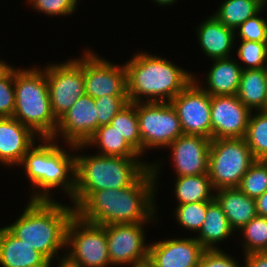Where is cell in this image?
I'll use <instances>...</instances> for the list:
<instances>
[{"mask_svg":"<svg viewBox=\"0 0 267 267\" xmlns=\"http://www.w3.org/2000/svg\"><path fill=\"white\" fill-rule=\"evenodd\" d=\"M36 134L13 117H0V163L19 165Z\"/></svg>","mask_w":267,"mask_h":267,"instance_id":"cell-18","label":"cell"},{"mask_svg":"<svg viewBox=\"0 0 267 267\" xmlns=\"http://www.w3.org/2000/svg\"><path fill=\"white\" fill-rule=\"evenodd\" d=\"M257 114V115H256ZM249 116L245 140L255 160H267V110Z\"/></svg>","mask_w":267,"mask_h":267,"instance_id":"cell-29","label":"cell"},{"mask_svg":"<svg viewBox=\"0 0 267 267\" xmlns=\"http://www.w3.org/2000/svg\"><path fill=\"white\" fill-rule=\"evenodd\" d=\"M52 112L58 120L76 100L85 94L84 55L81 59L46 66Z\"/></svg>","mask_w":267,"mask_h":267,"instance_id":"cell-10","label":"cell"},{"mask_svg":"<svg viewBox=\"0 0 267 267\" xmlns=\"http://www.w3.org/2000/svg\"><path fill=\"white\" fill-rule=\"evenodd\" d=\"M65 249L69 251L63 257L77 267L111 265L104 227L86 222L77 214H74L68 223Z\"/></svg>","mask_w":267,"mask_h":267,"instance_id":"cell-8","label":"cell"},{"mask_svg":"<svg viewBox=\"0 0 267 267\" xmlns=\"http://www.w3.org/2000/svg\"><path fill=\"white\" fill-rule=\"evenodd\" d=\"M175 196L178 205L195 202H211L215 193L208 174L180 176L176 178Z\"/></svg>","mask_w":267,"mask_h":267,"instance_id":"cell-26","label":"cell"},{"mask_svg":"<svg viewBox=\"0 0 267 267\" xmlns=\"http://www.w3.org/2000/svg\"><path fill=\"white\" fill-rule=\"evenodd\" d=\"M245 256V267H267V253L252 252Z\"/></svg>","mask_w":267,"mask_h":267,"instance_id":"cell-39","label":"cell"},{"mask_svg":"<svg viewBox=\"0 0 267 267\" xmlns=\"http://www.w3.org/2000/svg\"><path fill=\"white\" fill-rule=\"evenodd\" d=\"M85 94L92 98L104 95H128L125 65H114L91 50L84 52Z\"/></svg>","mask_w":267,"mask_h":267,"instance_id":"cell-13","label":"cell"},{"mask_svg":"<svg viewBox=\"0 0 267 267\" xmlns=\"http://www.w3.org/2000/svg\"><path fill=\"white\" fill-rule=\"evenodd\" d=\"M214 199L221 206L231 228L235 231L247 224L256 213V202L244 194L238 187L220 188L215 190Z\"/></svg>","mask_w":267,"mask_h":267,"instance_id":"cell-21","label":"cell"},{"mask_svg":"<svg viewBox=\"0 0 267 267\" xmlns=\"http://www.w3.org/2000/svg\"><path fill=\"white\" fill-rule=\"evenodd\" d=\"M15 107L14 68L0 76V117H12Z\"/></svg>","mask_w":267,"mask_h":267,"instance_id":"cell-35","label":"cell"},{"mask_svg":"<svg viewBox=\"0 0 267 267\" xmlns=\"http://www.w3.org/2000/svg\"><path fill=\"white\" fill-rule=\"evenodd\" d=\"M98 128L110 124L116 114L129 103L128 95H104L94 99Z\"/></svg>","mask_w":267,"mask_h":267,"instance_id":"cell-34","label":"cell"},{"mask_svg":"<svg viewBox=\"0 0 267 267\" xmlns=\"http://www.w3.org/2000/svg\"><path fill=\"white\" fill-rule=\"evenodd\" d=\"M196 77L169 103L176 110L184 135L211 139V95L198 84Z\"/></svg>","mask_w":267,"mask_h":267,"instance_id":"cell-11","label":"cell"},{"mask_svg":"<svg viewBox=\"0 0 267 267\" xmlns=\"http://www.w3.org/2000/svg\"><path fill=\"white\" fill-rule=\"evenodd\" d=\"M244 254L263 252L267 246V217L256 215L241 229ZM245 242V243H244Z\"/></svg>","mask_w":267,"mask_h":267,"instance_id":"cell-30","label":"cell"},{"mask_svg":"<svg viewBox=\"0 0 267 267\" xmlns=\"http://www.w3.org/2000/svg\"><path fill=\"white\" fill-rule=\"evenodd\" d=\"M238 188L254 199L267 191V161L256 160L242 177Z\"/></svg>","mask_w":267,"mask_h":267,"instance_id":"cell-31","label":"cell"},{"mask_svg":"<svg viewBox=\"0 0 267 267\" xmlns=\"http://www.w3.org/2000/svg\"><path fill=\"white\" fill-rule=\"evenodd\" d=\"M236 31L226 27L214 15L197 28L200 47L212 60L230 57Z\"/></svg>","mask_w":267,"mask_h":267,"instance_id":"cell-20","label":"cell"},{"mask_svg":"<svg viewBox=\"0 0 267 267\" xmlns=\"http://www.w3.org/2000/svg\"><path fill=\"white\" fill-rule=\"evenodd\" d=\"M0 264L2 267H51V262L40 252L0 228Z\"/></svg>","mask_w":267,"mask_h":267,"instance_id":"cell-19","label":"cell"},{"mask_svg":"<svg viewBox=\"0 0 267 267\" xmlns=\"http://www.w3.org/2000/svg\"><path fill=\"white\" fill-rule=\"evenodd\" d=\"M211 140L244 138L251 111L237 95L211 96Z\"/></svg>","mask_w":267,"mask_h":267,"instance_id":"cell-14","label":"cell"},{"mask_svg":"<svg viewBox=\"0 0 267 267\" xmlns=\"http://www.w3.org/2000/svg\"><path fill=\"white\" fill-rule=\"evenodd\" d=\"M155 3H158V5H170L176 2L177 0H153Z\"/></svg>","mask_w":267,"mask_h":267,"instance_id":"cell-43","label":"cell"},{"mask_svg":"<svg viewBox=\"0 0 267 267\" xmlns=\"http://www.w3.org/2000/svg\"><path fill=\"white\" fill-rule=\"evenodd\" d=\"M114 127L124 140L141 156V136L136 111V103L129 102L111 120Z\"/></svg>","mask_w":267,"mask_h":267,"instance_id":"cell-28","label":"cell"},{"mask_svg":"<svg viewBox=\"0 0 267 267\" xmlns=\"http://www.w3.org/2000/svg\"><path fill=\"white\" fill-rule=\"evenodd\" d=\"M39 140L44 141L38 146L34 144L19 164L26 169L33 189L36 191L39 188L31 195V200H52L49 193L56 187H61L72 198L75 190V156L61 149L53 138Z\"/></svg>","mask_w":267,"mask_h":267,"instance_id":"cell-5","label":"cell"},{"mask_svg":"<svg viewBox=\"0 0 267 267\" xmlns=\"http://www.w3.org/2000/svg\"><path fill=\"white\" fill-rule=\"evenodd\" d=\"M255 161L245 138L212 139L208 176L213 189L238 187Z\"/></svg>","mask_w":267,"mask_h":267,"instance_id":"cell-7","label":"cell"},{"mask_svg":"<svg viewBox=\"0 0 267 267\" xmlns=\"http://www.w3.org/2000/svg\"><path fill=\"white\" fill-rule=\"evenodd\" d=\"M238 261L221 249L205 250L198 267H239Z\"/></svg>","mask_w":267,"mask_h":267,"instance_id":"cell-38","label":"cell"},{"mask_svg":"<svg viewBox=\"0 0 267 267\" xmlns=\"http://www.w3.org/2000/svg\"><path fill=\"white\" fill-rule=\"evenodd\" d=\"M136 103L141 154L148 148H166L184 135L176 110L169 102Z\"/></svg>","mask_w":267,"mask_h":267,"instance_id":"cell-9","label":"cell"},{"mask_svg":"<svg viewBox=\"0 0 267 267\" xmlns=\"http://www.w3.org/2000/svg\"><path fill=\"white\" fill-rule=\"evenodd\" d=\"M75 208L52 200H31L13 224L4 226L12 235L43 254L50 262L66 248V230Z\"/></svg>","mask_w":267,"mask_h":267,"instance_id":"cell-2","label":"cell"},{"mask_svg":"<svg viewBox=\"0 0 267 267\" xmlns=\"http://www.w3.org/2000/svg\"><path fill=\"white\" fill-rule=\"evenodd\" d=\"M264 71H265V78H266V84H267V65L265 66Z\"/></svg>","mask_w":267,"mask_h":267,"instance_id":"cell-45","label":"cell"},{"mask_svg":"<svg viewBox=\"0 0 267 267\" xmlns=\"http://www.w3.org/2000/svg\"><path fill=\"white\" fill-rule=\"evenodd\" d=\"M264 9L247 19L237 28L241 40L267 42V21L265 18L259 17Z\"/></svg>","mask_w":267,"mask_h":267,"instance_id":"cell-36","label":"cell"},{"mask_svg":"<svg viewBox=\"0 0 267 267\" xmlns=\"http://www.w3.org/2000/svg\"><path fill=\"white\" fill-rule=\"evenodd\" d=\"M255 202L257 215L267 217V191L257 197Z\"/></svg>","mask_w":267,"mask_h":267,"instance_id":"cell-40","label":"cell"},{"mask_svg":"<svg viewBox=\"0 0 267 267\" xmlns=\"http://www.w3.org/2000/svg\"><path fill=\"white\" fill-rule=\"evenodd\" d=\"M39 12L51 16L71 15L76 6L70 0H27Z\"/></svg>","mask_w":267,"mask_h":267,"instance_id":"cell-37","label":"cell"},{"mask_svg":"<svg viewBox=\"0 0 267 267\" xmlns=\"http://www.w3.org/2000/svg\"><path fill=\"white\" fill-rule=\"evenodd\" d=\"M75 6H77V0H70Z\"/></svg>","mask_w":267,"mask_h":267,"instance_id":"cell-46","label":"cell"},{"mask_svg":"<svg viewBox=\"0 0 267 267\" xmlns=\"http://www.w3.org/2000/svg\"><path fill=\"white\" fill-rule=\"evenodd\" d=\"M233 232L234 230L231 228L221 206L213 199L207 205L205 220L196 239L205 250H214L219 249L215 243L224 241Z\"/></svg>","mask_w":267,"mask_h":267,"instance_id":"cell-23","label":"cell"},{"mask_svg":"<svg viewBox=\"0 0 267 267\" xmlns=\"http://www.w3.org/2000/svg\"><path fill=\"white\" fill-rule=\"evenodd\" d=\"M211 139L201 135H182L168 147L176 177L208 174Z\"/></svg>","mask_w":267,"mask_h":267,"instance_id":"cell-16","label":"cell"},{"mask_svg":"<svg viewBox=\"0 0 267 267\" xmlns=\"http://www.w3.org/2000/svg\"><path fill=\"white\" fill-rule=\"evenodd\" d=\"M214 64L208 71L207 88H203L211 96L237 95L242 66L231 57L214 59Z\"/></svg>","mask_w":267,"mask_h":267,"instance_id":"cell-22","label":"cell"},{"mask_svg":"<svg viewBox=\"0 0 267 267\" xmlns=\"http://www.w3.org/2000/svg\"><path fill=\"white\" fill-rule=\"evenodd\" d=\"M144 223L104 225L111 265L135 267L148 262L149 246L145 243ZM145 244V245H144Z\"/></svg>","mask_w":267,"mask_h":267,"instance_id":"cell-12","label":"cell"},{"mask_svg":"<svg viewBox=\"0 0 267 267\" xmlns=\"http://www.w3.org/2000/svg\"><path fill=\"white\" fill-rule=\"evenodd\" d=\"M97 145L101 149L99 155L119 156L126 158L141 157L121 136V134L110 124L101 126L86 144L75 145V149H82L85 146Z\"/></svg>","mask_w":267,"mask_h":267,"instance_id":"cell-25","label":"cell"},{"mask_svg":"<svg viewBox=\"0 0 267 267\" xmlns=\"http://www.w3.org/2000/svg\"><path fill=\"white\" fill-rule=\"evenodd\" d=\"M59 261L58 267H77L71 263H69L64 257Z\"/></svg>","mask_w":267,"mask_h":267,"instance_id":"cell-41","label":"cell"},{"mask_svg":"<svg viewBox=\"0 0 267 267\" xmlns=\"http://www.w3.org/2000/svg\"><path fill=\"white\" fill-rule=\"evenodd\" d=\"M221 4L213 15L233 30L266 7L261 0H224Z\"/></svg>","mask_w":267,"mask_h":267,"instance_id":"cell-27","label":"cell"},{"mask_svg":"<svg viewBox=\"0 0 267 267\" xmlns=\"http://www.w3.org/2000/svg\"><path fill=\"white\" fill-rule=\"evenodd\" d=\"M238 58L246 64L242 70L262 69L267 65V42L241 40Z\"/></svg>","mask_w":267,"mask_h":267,"instance_id":"cell-33","label":"cell"},{"mask_svg":"<svg viewBox=\"0 0 267 267\" xmlns=\"http://www.w3.org/2000/svg\"><path fill=\"white\" fill-rule=\"evenodd\" d=\"M139 158L76 155L75 190L71 201L75 210L95 191L130 186L149 166Z\"/></svg>","mask_w":267,"mask_h":267,"instance_id":"cell-4","label":"cell"},{"mask_svg":"<svg viewBox=\"0 0 267 267\" xmlns=\"http://www.w3.org/2000/svg\"><path fill=\"white\" fill-rule=\"evenodd\" d=\"M204 251L195 237L161 240L150 244L148 263L152 267H198Z\"/></svg>","mask_w":267,"mask_h":267,"instance_id":"cell-17","label":"cell"},{"mask_svg":"<svg viewBox=\"0 0 267 267\" xmlns=\"http://www.w3.org/2000/svg\"><path fill=\"white\" fill-rule=\"evenodd\" d=\"M97 129L98 116L94 98L84 94L58 119L52 138L56 139L60 133L63 140L66 139V143L73 149L75 145L86 144Z\"/></svg>","mask_w":267,"mask_h":267,"instance_id":"cell-15","label":"cell"},{"mask_svg":"<svg viewBox=\"0 0 267 267\" xmlns=\"http://www.w3.org/2000/svg\"><path fill=\"white\" fill-rule=\"evenodd\" d=\"M159 168L157 163L151 164L126 188L93 192L75 210V214L86 222L102 226L147 223L156 219L154 199Z\"/></svg>","mask_w":267,"mask_h":267,"instance_id":"cell-1","label":"cell"},{"mask_svg":"<svg viewBox=\"0 0 267 267\" xmlns=\"http://www.w3.org/2000/svg\"><path fill=\"white\" fill-rule=\"evenodd\" d=\"M135 267H152V266L147 262L145 264L138 265V266H135Z\"/></svg>","mask_w":267,"mask_h":267,"instance_id":"cell-44","label":"cell"},{"mask_svg":"<svg viewBox=\"0 0 267 267\" xmlns=\"http://www.w3.org/2000/svg\"><path fill=\"white\" fill-rule=\"evenodd\" d=\"M210 202H195L177 205L175 208V217L180 226L185 229L198 232L203 225L207 212V205Z\"/></svg>","mask_w":267,"mask_h":267,"instance_id":"cell-32","label":"cell"},{"mask_svg":"<svg viewBox=\"0 0 267 267\" xmlns=\"http://www.w3.org/2000/svg\"><path fill=\"white\" fill-rule=\"evenodd\" d=\"M11 66L0 60V76L5 73Z\"/></svg>","mask_w":267,"mask_h":267,"instance_id":"cell-42","label":"cell"},{"mask_svg":"<svg viewBox=\"0 0 267 267\" xmlns=\"http://www.w3.org/2000/svg\"><path fill=\"white\" fill-rule=\"evenodd\" d=\"M238 99L250 110H267V84L264 68L243 70Z\"/></svg>","mask_w":267,"mask_h":267,"instance_id":"cell-24","label":"cell"},{"mask_svg":"<svg viewBox=\"0 0 267 267\" xmlns=\"http://www.w3.org/2000/svg\"><path fill=\"white\" fill-rule=\"evenodd\" d=\"M125 67L131 103L142 102V96L146 102H170L194 80V74L147 52L135 54Z\"/></svg>","mask_w":267,"mask_h":267,"instance_id":"cell-3","label":"cell"},{"mask_svg":"<svg viewBox=\"0 0 267 267\" xmlns=\"http://www.w3.org/2000/svg\"><path fill=\"white\" fill-rule=\"evenodd\" d=\"M15 107L13 118L29 127L40 138H52L58 120L50 102L45 68H14Z\"/></svg>","mask_w":267,"mask_h":267,"instance_id":"cell-6","label":"cell"},{"mask_svg":"<svg viewBox=\"0 0 267 267\" xmlns=\"http://www.w3.org/2000/svg\"><path fill=\"white\" fill-rule=\"evenodd\" d=\"M265 5L267 4V0H261Z\"/></svg>","mask_w":267,"mask_h":267,"instance_id":"cell-47","label":"cell"}]
</instances>
